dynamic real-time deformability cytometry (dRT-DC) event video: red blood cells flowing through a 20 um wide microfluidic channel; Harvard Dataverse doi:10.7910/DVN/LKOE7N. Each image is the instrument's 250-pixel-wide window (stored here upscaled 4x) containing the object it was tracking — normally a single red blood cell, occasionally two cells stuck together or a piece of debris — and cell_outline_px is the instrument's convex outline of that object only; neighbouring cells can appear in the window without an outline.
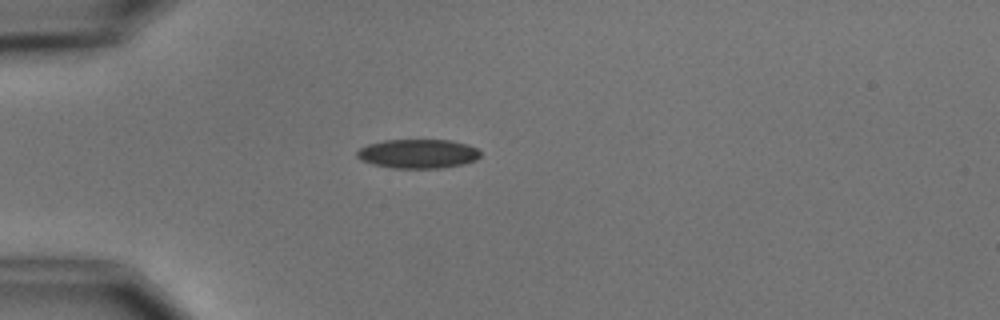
{"species": "common noctule bat (a hibernating species)", "species_latin": "Nyctalus noctula", "temperature_condition": "cold", "stored_images_in_passage": 5, "camera_frame_rate_fps": 3000, "um_per_image_px": 0.085, "animal": {"sex": "male", "body_mass_g": 15.6}, "frame": {"image": 1, "passage_image": 5, "time_ms": 4.667, "image_size_px": [1000, 320], "cell_outline_px": [[480, 156], [476, 160], [464, 164], [440, 168], [392, 168], [372, 164], [360, 160], [356, 156], [356, 152], [360, 148], [368, 144], [384, 140], [452, 140], [468, 144], [476, 148], [480, 152]], "centroid_in_image_um": [35.52, 13.07], "position_along_channel_um": 49.5, "area_um2": 21.1}}